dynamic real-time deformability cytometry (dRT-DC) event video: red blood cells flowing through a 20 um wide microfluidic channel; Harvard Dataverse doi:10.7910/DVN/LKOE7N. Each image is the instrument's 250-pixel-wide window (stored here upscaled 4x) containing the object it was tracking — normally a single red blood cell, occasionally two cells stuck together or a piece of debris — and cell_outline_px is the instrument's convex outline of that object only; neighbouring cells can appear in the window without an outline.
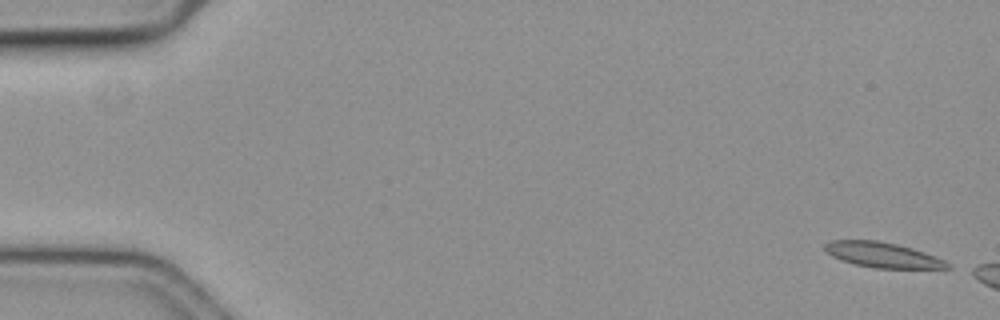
{"species": "common noctule bat (a hibernating species)", "species_latin": "Nyctalus noctula", "temperature_condition": "cold", "stored_images_in_passage": 12, "camera_frame_rate_fps": 3000, "um_per_image_px": 0.085, "animal": {"sex": "female", "body_mass_g": 19.3, "forearm_length_mm": 54.1}, "frame": {"image": 1, "passage_image": 1, "time_ms": 0.0, "image_size_px": [1000, 320], "cell_outline_px": [[952, 268], [872, 268], [840, 260], [832, 256], [824, 248], [824, 244], [832, 240], [876, 240], [896, 244], [912, 248], [936, 256], [952, 264]], "centroid_in_image_um": [75.04, 21.67], "position_along_channel_um": 10.0, "area_um2": 17.98}}